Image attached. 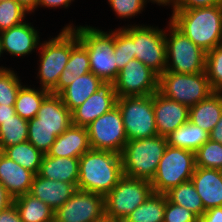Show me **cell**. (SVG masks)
I'll return each mask as SVG.
<instances>
[{"label": "cell", "mask_w": 222, "mask_h": 222, "mask_svg": "<svg viewBox=\"0 0 222 222\" xmlns=\"http://www.w3.org/2000/svg\"><path fill=\"white\" fill-rule=\"evenodd\" d=\"M122 176L120 154L90 149L79 158L77 189L106 196Z\"/></svg>", "instance_id": "6da1fadb"}, {"label": "cell", "mask_w": 222, "mask_h": 222, "mask_svg": "<svg viewBox=\"0 0 222 222\" xmlns=\"http://www.w3.org/2000/svg\"><path fill=\"white\" fill-rule=\"evenodd\" d=\"M170 21L206 53L222 45V5L173 10Z\"/></svg>", "instance_id": "7a4b0ae2"}, {"label": "cell", "mask_w": 222, "mask_h": 222, "mask_svg": "<svg viewBox=\"0 0 222 222\" xmlns=\"http://www.w3.org/2000/svg\"><path fill=\"white\" fill-rule=\"evenodd\" d=\"M167 145L160 135L128 140L120 154L123 175L151 182Z\"/></svg>", "instance_id": "3957f363"}, {"label": "cell", "mask_w": 222, "mask_h": 222, "mask_svg": "<svg viewBox=\"0 0 222 222\" xmlns=\"http://www.w3.org/2000/svg\"><path fill=\"white\" fill-rule=\"evenodd\" d=\"M78 35L79 42L89 55L90 70L103 82H114L117 77V64L114 55V32L109 33L90 26L76 29L69 25Z\"/></svg>", "instance_id": "277c9868"}, {"label": "cell", "mask_w": 222, "mask_h": 222, "mask_svg": "<svg viewBox=\"0 0 222 222\" xmlns=\"http://www.w3.org/2000/svg\"><path fill=\"white\" fill-rule=\"evenodd\" d=\"M195 168L194 152L167 145L151 181L153 192L165 194L171 188L190 181Z\"/></svg>", "instance_id": "5b68a950"}, {"label": "cell", "mask_w": 222, "mask_h": 222, "mask_svg": "<svg viewBox=\"0 0 222 222\" xmlns=\"http://www.w3.org/2000/svg\"><path fill=\"white\" fill-rule=\"evenodd\" d=\"M169 30L170 35L165 33L166 71L184 74L205 72L207 53L194 44L171 21Z\"/></svg>", "instance_id": "8992f818"}, {"label": "cell", "mask_w": 222, "mask_h": 222, "mask_svg": "<svg viewBox=\"0 0 222 222\" xmlns=\"http://www.w3.org/2000/svg\"><path fill=\"white\" fill-rule=\"evenodd\" d=\"M158 92L170 100L191 107L206 99L214 91L206 72L184 74L165 71L159 76Z\"/></svg>", "instance_id": "52a82bcc"}, {"label": "cell", "mask_w": 222, "mask_h": 222, "mask_svg": "<svg viewBox=\"0 0 222 222\" xmlns=\"http://www.w3.org/2000/svg\"><path fill=\"white\" fill-rule=\"evenodd\" d=\"M152 193L150 181L123 175L105 196V218L123 222Z\"/></svg>", "instance_id": "ba28073f"}, {"label": "cell", "mask_w": 222, "mask_h": 222, "mask_svg": "<svg viewBox=\"0 0 222 222\" xmlns=\"http://www.w3.org/2000/svg\"><path fill=\"white\" fill-rule=\"evenodd\" d=\"M128 140L158 135L153 110V95L126 96L117 99Z\"/></svg>", "instance_id": "9c48e42d"}, {"label": "cell", "mask_w": 222, "mask_h": 222, "mask_svg": "<svg viewBox=\"0 0 222 222\" xmlns=\"http://www.w3.org/2000/svg\"><path fill=\"white\" fill-rule=\"evenodd\" d=\"M122 29L133 39L135 59L158 76L164 73L167 64L165 31L144 25L128 26Z\"/></svg>", "instance_id": "30bf717a"}, {"label": "cell", "mask_w": 222, "mask_h": 222, "mask_svg": "<svg viewBox=\"0 0 222 222\" xmlns=\"http://www.w3.org/2000/svg\"><path fill=\"white\" fill-rule=\"evenodd\" d=\"M41 50L39 75L42 89L50 93L57 87L71 51V28L64 27L62 32L48 42L40 44Z\"/></svg>", "instance_id": "8fae6325"}, {"label": "cell", "mask_w": 222, "mask_h": 222, "mask_svg": "<svg viewBox=\"0 0 222 222\" xmlns=\"http://www.w3.org/2000/svg\"><path fill=\"white\" fill-rule=\"evenodd\" d=\"M86 128L91 149L121 154L128 141L122 116L117 106L98 117Z\"/></svg>", "instance_id": "7c38bea8"}, {"label": "cell", "mask_w": 222, "mask_h": 222, "mask_svg": "<svg viewBox=\"0 0 222 222\" xmlns=\"http://www.w3.org/2000/svg\"><path fill=\"white\" fill-rule=\"evenodd\" d=\"M159 76L137 59L130 60L115 79L114 88L118 98L126 96H149L158 92Z\"/></svg>", "instance_id": "4fadbf2b"}, {"label": "cell", "mask_w": 222, "mask_h": 222, "mask_svg": "<svg viewBox=\"0 0 222 222\" xmlns=\"http://www.w3.org/2000/svg\"><path fill=\"white\" fill-rule=\"evenodd\" d=\"M105 218V196L78 190L56 211L57 222H98Z\"/></svg>", "instance_id": "5bb4252c"}, {"label": "cell", "mask_w": 222, "mask_h": 222, "mask_svg": "<svg viewBox=\"0 0 222 222\" xmlns=\"http://www.w3.org/2000/svg\"><path fill=\"white\" fill-rule=\"evenodd\" d=\"M113 82H102L97 91L72 111V124L87 127L91 122L117 105Z\"/></svg>", "instance_id": "9a60e30c"}, {"label": "cell", "mask_w": 222, "mask_h": 222, "mask_svg": "<svg viewBox=\"0 0 222 222\" xmlns=\"http://www.w3.org/2000/svg\"><path fill=\"white\" fill-rule=\"evenodd\" d=\"M153 110L160 136H168L189 120L188 106L170 100L159 92L153 94Z\"/></svg>", "instance_id": "2e32d148"}, {"label": "cell", "mask_w": 222, "mask_h": 222, "mask_svg": "<svg viewBox=\"0 0 222 222\" xmlns=\"http://www.w3.org/2000/svg\"><path fill=\"white\" fill-rule=\"evenodd\" d=\"M35 125H44L59 136L72 125V112L63 104L60 95L49 93L37 112Z\"/></svg>", "instance_id": "e0dca14e"}, {"label": "cell", "mask_w": 222, "mask_h": 222, "mask_svg": "<svg viewBox=\"0 0 222 222\" xmlns=\"http://www.w3.org/2000/svg\"><path fill=\"white\" fill-rule=\"evenodd\" d=\"M38 34L31 24L25 22L3 30L0 32L2 51L14 56L30 54L40 45Z\"/></svg>", "instance_id": "ac0fdd59"}, {"label": "cell", "mask_w": 222, "mask_h": 222, "mask_svg": "<svg viewBox=\"0 0 222 222\" xmlns=\"http://www.w3.org/2000/svg\"><path fill=\"white\" fill-rule=\"evenodd\" d=\"M90 149L87 128L72 124L56 137L47 155L52 157L80 158Z\"/></svg>", "instance_id": "d6986e66"}, {"label": "cell", "mask_w": 222, "mask_h": 222, "mask_svg": "<svg viewBox=\"0 0 222 222\" xmlns=\"http://www.w3.org/2000/svg\"><path fill=\"white\" fill-rule=\"evenodd\" d=\"M77 187L72 183L60 180H49L34 175L29 194L38 198L54 211L61 207L75 192Z\"/></svg>", "instance_id": "ffe728a7"}, {"label": "cell", "mask_w": 222, "mask_h": 222, "mask_svg": "<svg viewBox=\"0 0 222 222\" xmlns=\"http://www.w3.org/2000/svg\"><path fill=\"white\" fill-rule=\"evenodd\" d=\"M191 182L199 194L205 210L222 207V176L219 170L196 167Z\"/></svg>", "instance_id": "44dd1931"}, {"label": "cell", "mask_w": 222, "mask_h": 222, "mask_svg": "<svg viewBox=\"0 0 222 222\" xmlns=\"http://www.w3.org/2000/svg\"><path fill=\"white\" fill-rule=\"evenodd\" d=\"M34 175L0 152V182L13 199L29 193Z\"/></svg>", "instance_id": "7402d4cb"}, {"label": "cell", "mask_w": 222, "mask_h": 222, "mask_svg": "<svg viewBox=\"0 0 222 222\" xmlns=\"http://www.w3.org/2000/svg\"><path fill=\"white\" fill-rule=\"evenodd\" d=\"M91 72L89 55L86 48L79 42L77 33L71 28V51L69 60L62 71L57 87L51 92L60 94L77 77Z\"/></svg>", "instance_id": "603a6c76"}, {"label": "cell", "mask_w": 222, "mask_h": 222, "mask_svg": "<svg viewBox=\"0 0 222 222\" xmlns=\"http://www.w3.org/2000/svg\"><path fill=\"white\" fill-rule=\"evenodd\" d=\"M38 175L49 180L72 183L77 187L79 158L43 155Z\"/></svg>", "instance_id": "cb8c5ba5"}, {"label": "cell", "mask_w": 222, "mask_h": 222, "mask_svg": "<svg viewBox=\"0 0 222 222\" xmlns=\"http://www.w3.org/2000/svg\"><path fill=\"white\" fill-rule=\"evenodd\" d=\"M222 115V94L213 92L206 99L189 107V121L210 133Z\"/></svg>", "instance_id": "d4e9b609"}, {"label": "cell", "mask_w": 222, "mask_h": 222, "mask_svg": "<svg viewBox=\"0 0 222 222\" xmlns=\"http://www.w3.org/2000/svg\"><path fill=\"white\" fill-rule=\"evenodd\" d=\"M103 81L92 72L77 77L59 95L63 104L72 112L95 93Z\"/></svg>", "instance_id": "484cf974"}, {"label": "cell", "mask_w": 222, "mask_h": 222, "mask_svg": "<svg viewBox=\"0 0 222 222\" xmlns=\"http://www.w3.org/2000/svg\"><path fill=\"white\" fill-rule=\"evenodd\" d=\"M166 138L168 145L195 153L209 140V133L188 120Z\"/></svg>", "instance_id": "4316f807"}, {"label": "cell", "mask_w": 222, "mask_h": 222, "mask_svg": "<svg viewBox=\"0 0 222 222\" xmlns=\"http://www.w3.org/2000/svg\"><path fill=\"white\" fill-rule=\"evenodd\" d=\"M23 222H52L54 210L29 193L13 199Z\"/></svg>", "instance_id": "83f0119b"}, {"label": "cell", "mask_w": 222, "mask_h": 222, "mask_svg": "<svg viewBox=\"0 0 222 222\" xmlns=\"http://www.w3.org/2000/svg\"><path fill=\"white\" fill-rule=\"evenodd\" d=\"M165 207L166 195L153 192L123 222H163Z\"/></svg>", "instance_id": "f1b7e54d"}, {"label": "cell", "mask_w": 222, "mask_h": 222, "mask_svg": "<svg viewBox=\"0 0 222 222\" xmlns=\"http://www.w3.org/2000/svg\"><path fill=\"white\" fill-rule=\"evenodd\" d=\"M165 195L170 202L187 208L198 218L206 211L191 180L171 188Z\"/></svg>", "instance_id": "f546056e"}, {"label": "cell", "mask_w": 222, "mask_h": 222, "mask_svg": "<svg viewBox=\"0 0 222 222\" xmlns=\"http://www.w3.org/2000/svg\"><path fill=\"white\" fill-rule=\"evenodd\" d=\"M2 153L35 175L39 172L44 155L29 141L9 146L5 148Z\"/></svg>", "instance_id": "4dcf8cb0"}, {"label": "cell", "mask_w": 222, "mask_h": 222, "mask_svg": "<svg viewBox=\"0 0 222 222\" xmlns=\"http://www.w3.org/2000/svg\"><path fill=\"white\" fill-rule=\"evenodd\" d=\"M50 92L45 89L36 90L34 88L21 86L15 101V112L21 118L31 120L36 117L44 98Z\"/></svg>", "instance_id": "1f68e13d"}, {"label": "cell", "mask_w": 222, "mask_h": 222, "mask_svg": "<svg viewBox=\"0 0 222 222\" xmlns=\"http://www.w3.org/2000/svg\"><path fill=\"white\" fill-rule=\"evenodd\" d=\"M28 138V120L15 114L11 119L1 121L0 152L5 148L26 142Z\"/></svg>", "instance_id": "d6a6232c"}, {"label": "cell", "mask_w": 222, "mask_h": 222, "mask_svg": "<svg viewBox=\"0 0 222 222\" xmlns=\"http://www.w3.org/2000/svg\"><path fill=\"white\" fill-rule=\"evenodd\" d=\"M196 167L219 170L222 167V144L208 140L196 152Z\"/></svg>", "instance_id": "836d02e7"}, {"label": "cell", "mask_w": 222, "mask_h": 222, "mask_svg": "<svg viewBox=\"0 0 222 222\" xmlns=\"http://www.w3.org/2000/svg\"><path fill=\"white\" fill-rule=\"evenodd\" d=\"M114 55L117 75L130 60L135 59L133 39L121 28L114 31Z\"/></svg>", "instance_id": "e575fe53"}, {"label": "cell", "mask_w": 222, "mask_h": 222, "mask_svg": "<svg viewBox=\"0 0 222 222\" xmlns=\"http://www.w3.org/2000/svg\"><path fill=\"white\" fill-rule=\"evenodd\" d=\"M205 72L212 90L222 93V45L207 52Z\"/></svg>", "instance_id": "d590c367"}, {"label": "cell", "mask_w": 222, "mask_h": 222, "mask_svg": "<svg viewBox=\"0 0 222 222\" xmlns=\"http://www.w3.org/2000/svg\"><path fill=\"white\" fill-rule=\"evenodd\" d=\"M28 13L16 0L0 1V32L23 23Z\"/></svg>", "instance_id": "8d00e7d4"}, {"label": "cell", "mask_w": 222, "mask_h": 222, "mask_svg": "<svg viewBox=\"0 0 222 222\" xmlns=\"http://www.w3.org/2000/svg\"><path fill=\"white\" fill-rule=\"evenodd\" d=\"M53 130L44 125H35V117L28 120V138L33 146L40 150L43 154H47L51 145L56 140Z\"/></svg>", "instance_id": "74e56055"}, {"label": "cell", "mask_w": 222, "mask_h": 222, "mask_svg": "<svg viewBox=\"0 0 222 222\" xmlns=\"http://www.w3.org/2000/svg\"><path fill=\"white\" fill-rule=\"evenodd\" d=\"M18 76L9 69L0 70V104L15 105L21 87Z\"/></svg>", "instance_id": "f35d334b"}, {"label": "cell", "mask_w": 222, "mask_h": 222, "mask_svg": "<svg viewBox=\"0 0 222 222\" xmlns=\"http://www.w3.org/2000/svg\"><path fill=\"white\" fill-rule=\"evenodd\" d=\"M163 222H199V218L187 208L170 202L166 197Z\"/></svg>", "instance_id": "ab89813d"}, {"label": "cell", "mask_w": 222, "mask_h": 222, "mask_svg": "<svg viewBox=\"0 0 222 222\" xmlns=\"http://www.w3.org/2000/svg\"><path fill=\"white\" fill-rule=\"evenodd\" d=\"M108 2L119 18H131L140 14L147 0H108Z\"/></svg>", "instance_id": "60d3db41"}, {"label": "cell", "mask_w": 222, "mask_h": 222, "mask_svg": "<svg viewBox=\"0 0 222 222\" xmlns=\"http://www.w3.org/2000/svg\"><path fill=\"white\" fill-rule=\"evenodd\" d=\"M170 4L173 5V10H188L201 7L220 6L222 5V0H170L169 5Z\"/></svg>", "instance_id": "b9f144b4"}, {"label": "cell", "mask_w": 222, "mask_h": 222, "mask_svg": "<svg viewBox=\"0 0 222 222\" xmlns=\"http://www.w3.org/2000/svg\"><path fill=\"white\" fill-rule=\"evenodd\" d=\"M199 222H222V207H213L205 211Z\"/></svg>", "instance_id": "7bdbcfd3"}, {"label": "cell", "mask_w": 222, "mask_h": 222, "mask_svg": "<svg viewBox=\"0 0 222 222\" xmlns=\"http://www.w3.org/2000/svg\"><path fill=\"white\" fill-rule=\"evenodd\" d=\"M0 222H23L14 204L0 212Z\"/></svg>", "instance_id": "ee69618b"}, {"label": "cell", "mask_w": 222, "mask_h": 222, "mask_svg": "<svg viewBox=\"0 0 222 222\" xmlns=\"http://www.w3.org/2000/svg\"><path fill=\"white\" fill-rule=\"evenodd\" d=\"M13 204V198L8 194L6 188L0 182V212Z\"/></svg>", "instance_id": "f6af8a7d"}, {"label": "cell", "mask_w": 222, "mask_h": 222, "mask_svg": "<svg viewBox=\"0 0 222 222\" xmlns=\"http://www.w3.org/2000/svg\"><path fill=\"white\" fill-rule=\"evenodd\" d=\"M71 1L74 0H39L37 7H68L70 6Z\"/></svg>", "instance_id": "bcb514c9"}, {"label": "cell", "mask_w": 222, "mask_h": 222, "mask_svg": "<svg viewBox=\"0 0 222 222\" xmlns=\"http://www.w3.org/2000/svg\"><path fill=\"white\" fill-rule=\"evenodd\" d=\"M209 139L222 144V115L215 127L209 133Z\"/></svg>", "instance_id": "7dc6e473"}, {"label": "cell", "mask_w": 222, "mask_h": 222, "mask_svg": "<svg viewBox=\"0 0 222 222\" xmlns=\"http://www.w3.org/2000/svg\"><path fill=\"white\" fill-rule=\"evenodd\" d=\"M16 114L14 105H2L0 104V125L1 121L11 119Z\"/></svg>", "instance_id": "c3c4849f"}, {"label": "cell", "mask_w": 222, "mask_h": 222, "mask_svg": "<svg viewBox=\"0 0 222 222\" xmlns=\"http://www.w3.org/2000/svg\"><path fill=\"white\" fill-rule=\"evenodd\" d=\"M27 12H34L39 0H16Z\"/></svg>", "instance_id": "681fc988"}, {"label": "cell", "mask_w": 222, "mask_h": 222, "mask_svg": "<svg viewBox=\"0 0 222 222\" xmlns=\"http://www.w3.org/2000/svg\"><path fill=\"white\" fill-rule=\"evenodd\" d=\"M150 1H153V2H155V3H157V4H159V5H169V1L170 0H150Z\"/></svg>", "instance_id": "f907efd6"}, {"label": "cell", "mask_w": 222, "mask_h": 222, "mask_svg": "<svg viewBox=\"0 0 222 222\" xmlns=\"http://www.w3.org/2000/svg\"><path fill=\"white\" fill-rule=\"evenodd\" d=\"M98 222H122V221H115V220H111V219H108V218H104Z\"/></svg>", "instance_id": "816d5d0a"}, {"label": "cell", "mask_w": 222, "mask_h": 222, "mask_svg": "<svg viewBox=\"0 0 222 222\" xmlns=\"http://www.w3.org/2000/svg\"><path fill=\"white\" fill-rule=\"evenodd\" d=\"M3 53V51H2V45H1V39H0V57H1V54ZM4 69H8V68H4V67H0V70H4Z\"/></svg>", "instance_id": "f5cc1de1"}, {"label": "cell", "mask_w": 222, "mask_h": 222, "mask_svg": "<svg viewBox=\"0 0 222 222\" xmlns=\"http://www.w3.org/2000/svg\"><path fill=\"white\" fill-rule=\"evenodd\" d=\"M219 171H220V174H221V176H222V167L219 169Z\"/></svg>", "instance_id": "db71d44e"}]
</instances>
